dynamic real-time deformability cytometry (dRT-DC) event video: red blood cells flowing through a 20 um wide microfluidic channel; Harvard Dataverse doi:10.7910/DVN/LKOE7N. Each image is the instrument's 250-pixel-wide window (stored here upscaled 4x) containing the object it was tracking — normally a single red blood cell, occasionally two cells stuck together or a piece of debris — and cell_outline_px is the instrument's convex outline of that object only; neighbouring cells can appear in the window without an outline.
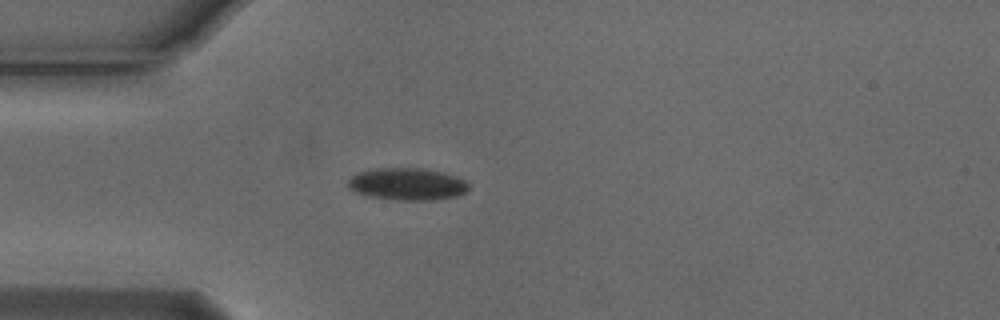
{"species": "Egyptian fruit bat (a non-hibernating species)", "species_latin": "Rousettus aegyptiacus", "temperature_condition": "cold", "stored_images_in_passage": 4, "camera_frame_rate_fps": 3000, "um_per_image_px": 0.085, "animal": {"sex": "male"}, "frame": {"image": 1, "passage_image": 3, "time_ms": 0.667, "image_size_px": [1000, 320], "cell_outline_px": [[468, 188], [464, 192], [456, 196], [432, 200], [396, 200], [368, 196], [356, 192], [348, 188], [348, 180], [352, 176], [360, 172], [376, 168], [424, 168], [444, 172], [456, 176], [464, 180], [468, 184]], "centroid_in_image_um": [34.61, 15.64], "position_along_channel_um": 50.4, "area_um2": 22.6}}